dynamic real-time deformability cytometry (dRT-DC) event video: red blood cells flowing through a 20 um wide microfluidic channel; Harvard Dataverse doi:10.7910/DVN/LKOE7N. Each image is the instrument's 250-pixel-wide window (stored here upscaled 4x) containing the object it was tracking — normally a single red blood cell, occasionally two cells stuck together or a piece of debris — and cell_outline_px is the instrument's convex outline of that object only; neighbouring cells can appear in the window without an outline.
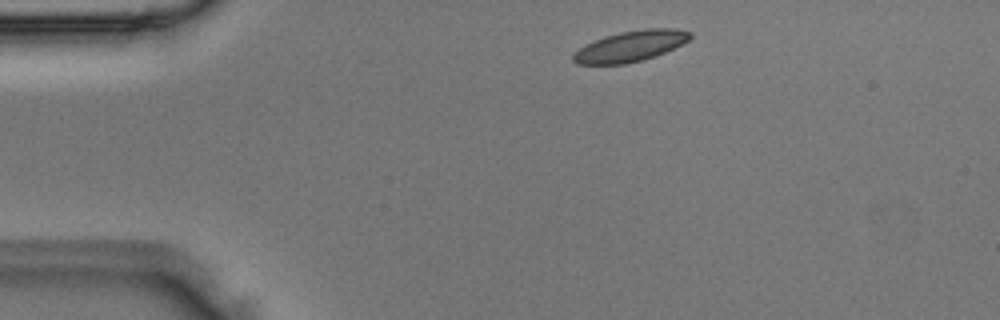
{"species": "Egyptian fruit bat (a non-hibernating species)", "species_latin": "Rousettus aegyptiacus", "temperature_condition": "room temperature", "stored_images_in_passage": 5, "camera_frame_rate_fps": 3000, "um_per_image_px": 0.085, "animal": {"sex": "male"}, "frame": {"image": 1, "passage_image": 1, "time_ms": 0.0, "image_size_px": [1000, 320], "cell_outline_px": [[692, 36], [688, 40], [656, 56], [644, 60], [624, 64], [576, 64], [572, 60], [572, 56], [584, 44], [592, 40], [604, 36], [620, 32], [644, 28], [676, 28], [692, 32]], "centroid_in_image_um": [53.57, 3.91], "position_along_channel_um": 31.4, "area_um2": 21.04}}
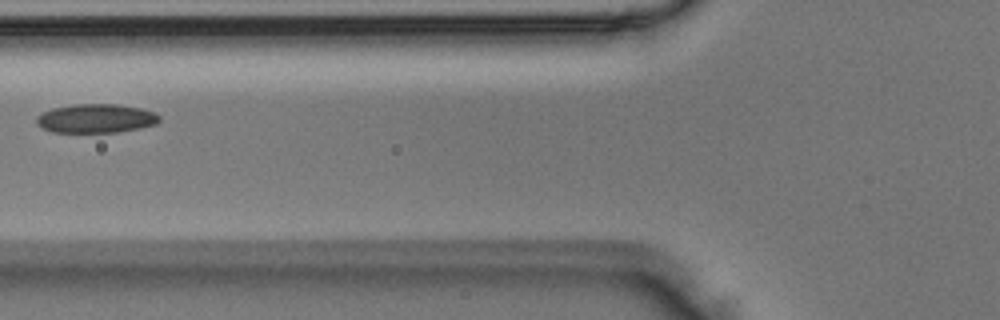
{"frame": {"image": 2, "passage_image": 4, "time_ms": 1.0, "image_size_px": [1000, 320], "cell_outline_px": [[160, 120], [156, 124], [140, 128], [116, 132], [52, 132], [40, 128], [36, 124], [36, 116], [40, 112], [52, 108], [72, 104], [116, 104], [140, 108], [156, 112], [160, 116]], "centroid_in_image_um": [8.12, 10.06], "position_along_channel_um": 117.7, "area_um2": 20.98}}
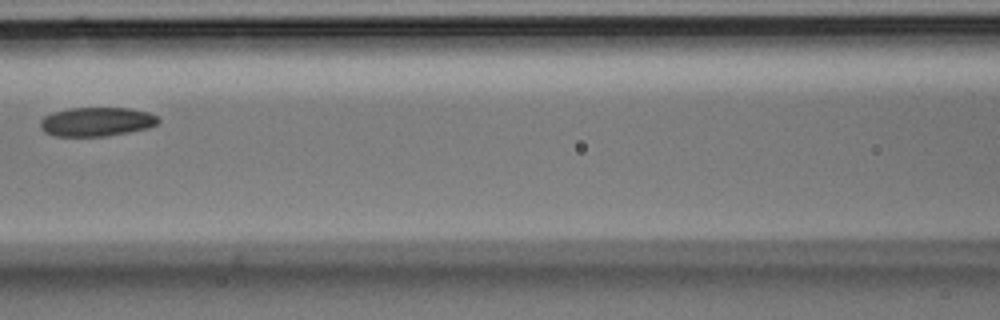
{"frame": {"image": 3, "passage_image": 5, "time_ms": 1.333, "image_size_px": [1000, 320], "cell_outline_px": [[160, 120], [156, 124], [148, 128], [108, 136], [56, 136], [44, 132], [40, 128], [40, 120], [44, 116], [52, 112], [68, 108], [128, 108], [148, 112], [156, 116]], "centroid_in_image_um": [8.17, 10.35], "position_along_channel_um": 158.4, "area_um2": 20.0}}